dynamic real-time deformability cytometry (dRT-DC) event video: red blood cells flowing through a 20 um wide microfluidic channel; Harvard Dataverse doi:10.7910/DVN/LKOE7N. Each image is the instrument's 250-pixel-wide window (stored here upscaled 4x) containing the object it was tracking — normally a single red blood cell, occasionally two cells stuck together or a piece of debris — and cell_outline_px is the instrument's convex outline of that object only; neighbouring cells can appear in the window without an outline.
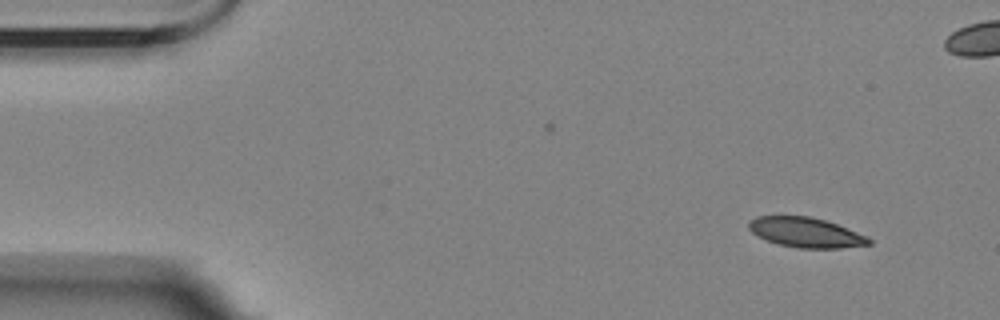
{"species": "Egyptian fruit bat (a non-hibernating species)", "species_latin": "Rousettus aegyptiacus", "temperature_condition": "room temperature", "stored_images_in_passage": 5, "camera_frame_rate_fps": 3000, "um_per_image_px": 0.085, "animal": {"sex": "female"}, "frame": {"image": 1, "passage_image": 1, "time_ms": 0.0, "image_size_px": [1000, 320], "cell_outline_px": [[872, 244], [840, 248], [800, 248], [780, 244], [768, 240], [752, 232], [748, 228], [748, 224], [756, 216], [808, 216], [824, 220], [836, 224], [868, 236], [872, 240]], "centroid_in_image_um": [68.53, 19.76], "position_along_channel_um": 16.5, "area_um2": 20.63}}